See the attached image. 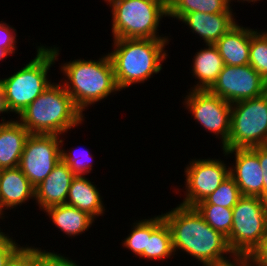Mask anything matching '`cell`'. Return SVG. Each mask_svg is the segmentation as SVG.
Returning <instances> with one entry per match:
<instances>
[{
  "label": "cell",
  "mask_w": 267,
  "mask_h": 266,
  "mask_svg": "<svg viewBox=\"0 0 267 266\" xmlns=\"http://www.w3.org/2000/svg\"><path fill=\"white\" fill-rule=\"evenodd\" d=\"M162 217L170 228L175 255L181 250L203 266L223 265L236 258L227 238L209 226L194 207L178 204Z\"/></svg>",
  "instance_id": "obj_1"
},
{
  "label": "cell",
  "mask_w": 267,
  "mask_h": 266,
  "mask_svg": "<svg viewBox=\"0 0 267 266\" xmlns=\"http://www.w3.org/2000/svg\"><path fill=\"white\" fill-rule=\"evenodd\" d=\"M170 39H113V51L108 52L117 86L125 90L141 84L162 69L167 59L165 46ZM167 52V53H166Z\"/></svg>",
  "instance_id": "obj_2"
},
{
  "label": "cell",
  "mask_w": 267,
  "mask_h": 266,
  "mask_svg": "<svg viewBox=\"0 0 267 266\" xmlns=\"http://www.w3.org/2000/svg\"><path fill=\"white\" fill-rule=\"evenodd\" d=\"M84 115L63 85L53 82L16 118L30 134L62 136L71 128L83 124Z\"/></svg>",
  "instance_id": "obj_3"
},
{
  "label": "cell",
  "mask_w": 267,
  "mask_h": 266,
  "mask_svg": "<svg viewBox=\"0 0 267 266\" xmlns=\"http://www.w3.org/2000/svg\"><path fill=\"white\" fill-rule=\"evenodd\" d=\"M60 68L66 77L61 84L82 113L96 102L121 91L117 86L113 64L107 53L98 60H70L61 64Z\"/></svg>",
  "instance_id": "obj_4"
},
{
  "label": "cell",
  "mask_w": 267,
  "mask_h": 266,
  "mask_svg": "<svg viewBox=\"0 0 267 266\" xmlns=\"http://www.w3.org/2000/svg\"><path fill=\"white\" fill-rule=\"evenodd\" d=\"M37 53L24 67L7 78H0L8 110L19 115L51 84L48 73L58 61L59 47L36 46Z\"/></svg>",
  "instance_id": "obj_5"
},
{
  "label": "cell",
  "mask_w": 267,
  "mask_h": 266,
  "mask_svg": "<svg viewBox=\"0 0 267 266\" xmlns=\"http://www.w3.org/2000/svg\"><path fill=\"white\" fill-rule=\"evenodd\" d=\"M113 39H169L159 35V24L168 17L166 0H111Z\"/></svg>",
  "instance_id": "obj_6"
},
{
  "label": "cell",
  "mask_w": 267,
  "mask_h": 266,
  "mask_svg": "<svg viewBox=\"0 0 267 266\" xmlns=\"http://www.w3.org/2000/svg\"><path fill=\"white\" fill-rule=\"evenodd\" d=\"M233 223L226 237L236 257H249L267 234V200L242 196L232 208Z\"/></svg>",
  "instance_id": "obj_7"
},
{
  "label": "cell",
  "mask_w": 267,
  "mask_h": 266,
  "mask_svg": "<svg viewBox=\"0 0 267 266\" xmlns=\"http://www.w3.org/2000/svg\"><path fill=\"white\" fill-rule=\"evenodd\" d=\"M264 145H267V92L231 104L230 134L222 149Z\"/></svg>",
  "instance_id": "obj_8"
},
{
  "label": "cell",
  "mask_w": 267,
  "mask_h": 266,
  "mask_svg": "<svg viewBox=\"0 0 267 266\" xmlns=\"http://www.w3.org/2000/svg\"><path fill=\"white\" fill-rule=\"evenodd\" d=\"M184 98L183 105L192 114L193 119L203 126L206 132L221 139V147L230 134L231 103L212 94L209 90H190Z\"/></svg>",
  "instance_id": "obj_9"
},
{
  "label": "cell",
  "mask_w": 267,
  "mask_h": 266,
  "mask_svg": "<svg viewBox=\"0 0 267 266\" xmlns=\"http://www.w3.org/2000/svg\"><path fill=\"white\" fill-rule=\"evenodd\" d=\"M60 135L30 134L27 138L18 168L36 187L51 173L61 159Z\"/></svg>",
  "instance_id": "obj_10"
},
{
  "label": "cell",
  "mask_w": 267,
  "mask_h": 266,
  "mask_svg": "<svg viewBox=\"0 0 267 266\" xmlns=\"http://www.w3.org/2000/svg\"><path fill=\"white\" fill-rule=\"evenodd\" d=\"M229 167L220 158L191 159L184 168L186 191L180 204L193 207L205 200L230 175Z\"/></svg>",
  "instance_id": "obj_11"
},
{
  "label": "cell",
  "mask_w": 267,
  "mask_h": 266,
  "mask_svg": "<svg viewBox=\"0 0 267 266\" xmlns=\"http://www.w3.org/2000/svg\"><path fill=\"white\" fill-rule=\"evenodd\" d=\"M209 91L233 104L264 95L267 82L249 64L224 65Z\"/></svg>",
  "instance_id": "obj_12"
},
{
  "label": "cell",
  "mask_w": 267,
  "mask_h": 266,
  "mask_svg": "<svg viewBox=\"0 0 267 266\" xmlns=\"http://www.w3.org/2000/svg\"><path fill=\"white\" fill-rule=\"evenodd\" d=\"M224 156L234 154L235 164L229 174L236 182L242 196L263 198V172L258 159V146L252 148L222 149Z\"/></svg>",
  "instance_id": "obj_13"
},
{
  "label": "cell",
  "mask_w": 267,
  "mask_h": 266,
  "mask_svg": "<svg viewBox=\"0 0 267 266\" xmlns=\"http://www.w3.org/2000/svg\"><path fill=\"white\" fill-rule=\"evenodd\" d=\"M76 175L62 160L55 165L51 173L35 187V201L39 209L66 204L72 179Z\"/></svg>",
  "instance_id": "obj_14"
},
{
  "label": "cell",
  "mask_w": 267,
  "mask_h": 266,
  "mask_svg": "<svg viewBox=\"0 0 267 266\" xmlns=\"http://www.w3.org/2000/svg\"><path fill=\"white\" fill-rule=\"evenodd\" d=\"M233 13H200L185 14L179 21L186 24L190 32L199 35L205 44H215L236 22Z\"/></svg>",
  "instance_id": "obj_15"
},
{
  "label": "cell",
  "mask_w": 267,
  "mask_h": 266,
  "mask_svg": "<svg viewBox=\"0 0 267 266\" xmlns=\"http://www.w3.org/2000/svg\"><path fill=\"white\" fill-rule=\"evenodd\" d=\"M35 200V187L18 168L2 169L0 174V212L15 209L29 201Z\"/></svg>",
  "instance_id": "obj_16"
},
{
  "label": "cell",
  "mask_w": 267,
  "mask_h": 266,
  "mask_svg": "<svg viewBox=\"0 0 267 266\" xmlns=\"http://www.w3.org/2000/svg\"><path fill=\"white\" fill-rule=\"evenodd\" d=\"M0 122V169L16 168L19 165L24 145L30 132L18 120Z\"/></svg>",
  "instance_id": "obj_17"
},
{
  "label": "cell",
  "mask_w": 267,
  "mask_h": 266,
  "mask_svg": "<svg viewBox=\"0 0 267 266\" xmlns=\"http://www.w3.org/2000/svg\"><path fill=\"white\" fill-rule=\"evenodd\" d=\"M224 65L240 66L249 64L251 29L238 23L214 44Z\"/></svg>",
  "instance_id": "obj_18"
},
{
  "label": "cell",
  "mask_w": 267,
  "mask_h": 266,
  "mask_svg": "<svg viewBox=\"0 0 267 266\" xmlns=\"http://www.w3.org/2000/svg\"><path fill=\"white\" fill-rule=\"evenodd\" d=\"M93 183L85 176L76 175L72 179L66 205L86 212L97 220V217L104 215L106 209L102 201L103 198L100 195V190Z\"/></svg>",
  "instance_id": "obj_19"
},
{
  "label": "cell",
  "mask_w": 267,
  "mask_h": 266,
  "mask_svg": "<svg viewBox=\"0 0 267 266\" xmlns=\"http://www.w3.org/2000/svg\"><path fill=\"white\" fill-rule=\"evenodd\" d=\"M193 56L192 76L196 85L189 90H209L216 82L218 75L224 67V62L214 44H206Z\"/></svg>",
  "instance_id": "obj_20"
},
{
  "label": "cell",
  "mask_w": 267,
  "mask_h": 266,
  "mask_svg": "<svg viewBox=\"0 0 267 266\" xmlns=\"http://www.w3.org/2000/svg\"><path fill=\"white\" fill-rule=\"evenodd\" d=\"M45 212L53 225L68 237L85 233L95 223L88 213L66 204L49 207Z\"/></svg>",
  "instance_id": "obj_21"
},
{
  "label": "cell",
  "mask_w": 267,
  "mask_h": 266,
  "mask_svg": "<svg viewBox=\"0 0 267 266\" xmlns=\"http://www.w3.org/2000/svg\"><path fill=\"white\" fill-rule=\"evenodd\" d=\"M230 0H169L167 2L168 18L180 20L185 14L200 13H233Z\"/></svg>",
  "instance_id": "obj_22"
},
{
  "label": "cell",
  "mask_w": 267,
  "mask_h": 266,
  "mask_svg": "<svg viewBox=\"0 0 267 266\" xmlns=\"http://www.w3.org/2000/svg\"><path fill=\"white\" fill-rule=\"evenodd\" d=\"M164 221L162 214L153 218L136 220L122 246L129 249L135 256L143 258V251L146 249L147 237Z\"/></svg>",
  "instance_id": "obj_23"
},
{
  "label": "cell",
  "mask_w": 267,
  "mask_h": 266,
  "mask_svg": "<svg viewBox=\"0 0 267 266\" xmlns=\"http://www.w3.org/2000/svg\"><path fill=\"white\" fill-rule=\"evenodd\" d=\"M174 249L172 245L171 231L169 226L163 221L150 235L147 237L146 249L143 251V259L148 260H164L174 257Z\"/></svg>",
  "instance_id": "obj_24"
},
{
  "label": "cell",
  "mask_w": 267,
  "mask_h": 266,
  "mask_svg": "<svg viewBox=\"0 0 267 266\" xmlns=\"http://www.w3.org/2000/svg\"><path fill=\"white\" fill-rule=\"evenodd\" d=\"M206 223L225 237L230 234L233 223L232 208H225L214 204H196L193 206Z\"/></svg>",
  "instance_id": "obj_25"
},
{
  "label": "cell",
  "mask_w": 267,
  "mask_h": 266,
  "mask_svg": "<svg viewBox=\"0 0 267 266\" xmlns=\"http://www.w3.org/2000/svg\"><path fill=\"white\" fill-rule=\"evenodd\" d=\"M249 65L267 82V32L251 29Z\"/></svg>",
  "instance_id": "obj_26"
},
{
  "label": "cell",
  "mask_w": 267,
  "mask_h": 266,
  "mask_svg": "<svg viewBox=\"0 0 267 266\" xmlns=\"http://www.w3.org/2000/svg\"><path fill=\"white\" fill-rule=\"evenodd\" d=\"M241 197L239 187L229 175L213 193L197 204H214L225 208H233Z\"/></svg>",
  "instance_id": "obj_27"
},
{
  "label": "cell",
  "mask_w": 267,
  "mask_h": 266,
  "mask_svg": "<svg viewBox=\"0 0 267 266\" xmlns=\"http://www.w3.org/2000/svg\"><path fill=\"white\" fill-rule=\"evenodd\" d=\"M63 145L61 144V159L69 166V168L72 170V172L75 175H82V176H86L87 173H91V171L93 170V165L92 164V154L89 153L88 150H86L85 148L81 151H79V149L76 148V150H66L63 149ZM79 152L81 155H78ZM81 156V157H79ZM84 157V158H83ZM91 158V159H90Z\"/></svg>",
  "instance_id": "obj_28"
},
{
  "label": "cell",
  "mask_w": 267,
  "mask_h": 266,
  "mask_svg": "<svg viewBox=\"0 0 267 266\" xmlns=\"http://www.w3.org/2000/svg\"><path fill=\"white\" fill-rule=\"evenodd\" d=\"M68 257H64V254H57L54 250L53 252L46 251L45 249L36 247V266H79L76 261H73Z\"/></svg>",
  "instance_id": "obj_29"
},
{
  "label": "cell",
  "mask_w": 267,
  "mask_h": 266,
  "mask_svg": "<svg viewBox=\"0 0 267 266\" xmlns=\"http://www.w3.org/2000/svg\"><path fill=\"white\" fill-rule=\"evenodd\" d=\"M5 266H36V248L22 245Z\"/></svg>",
  "instance_id": "obj_30"
},
{
  "label": "cell",
  "mask_w": 267,
  "mask_h": 266,
  "mask_svg": "<svg viewBox=\"0 0 267 266\" xmlns=\"http://www.w3.org/2000/svg\"><path fill=\"white\" fill-rule=\"evenodd\" d=\"M16 29L7 23L0 21V43L11 55L17 50Z\"/></svg>",
  "instance_id": "obj_31"
},
{
  "label": "cell",
  "mask_w": 267,
  "mask_h": 266,
  "mask_svg": "<svg viewBox=\"0 0 267 266\" xmlns=\"http://www.w3.org/2000/svg\"><path fill=\"white\" fill-rule=\"evenodd\" d=\"M13 237L5 233L0 238V266H5L9 259L21 248Z\"/></svg>",
  "instance_id": "obj_32"
},
{
  "label": "cell",
  "mask_w": 267,
  "mask_h": 266,
  "mask_svg": "<svg viewBox=\"0 0 267 266\" xmlns=\"http://www.w3.org/2000/svg\"><path fill=\"white\" fill-rule=\"evenodd\" d=\"M253 266H267V234L263 242L248 257Z\"/></svg>",
  "instance_id": "obj_33"
},
{
  "label": "cell",
  "mask_w": 267,
  "mask_h": 266,
  "mask_svg": "<svg viewBox=\"0 0 267 266\" xmlns=\"http://www.w3.org/2000/svg\"><path fill=\"white\" fill-rule=\"evenodd\" d=\"M258 159L263 172V199L267 200V145L258 146Z\"/></svg>",
  "instance_id": "obj_34"
},
{
  "label": "cell",
  "mask_w": 267,
  "mask_h": 266,
  "mask_svg": "<svg viewBox=\"0 0 267 266\" xmlns=\"http://www.w3.org/2000/svg\"><path fill=\"white\" fill-rule=\"evenodd\" d=\"M218 266H249V258L248 257H236L229 263L218 265Z\"/></svg>",
  "instance_id": "obj_35"
},
{
  "label": "cell",
  "mask_w": 267,
  "mask_h": 266,
  "mask_svg": "<svg viewBox=\"0 0 267 266\" xmlns=\"http://www.w3.org/2000/svg\"><path fill=\"white\" fill-rule=\"evenodd\" d=\"M10 113V111L8 110L7 104H6V100H5V95H4V90H3V85L2 82L0 80V114L2 113Z\"/></svg>",
  "instance_id": "obj_36"
},
{
  "label": "cell",
  "mask_w": 267,
  "mask_h": 266,
  "mask_svg": "<svg viewBox=\"0 0 267 266\" xmlns=\"http://www.w3.org/2000/svg\"><path fill=\"white\" fill-rule=\"evenodd\" d=\"M8 55H10V53L6 49H3L2 43H0V61L6 59Z\"/></svg>",
  "instance_id": "obj_37"
},
{
  "label": "cell",
  "mask_w": 267,
  "mask_h": 266,
  "mask_svg": "<svg viewBox=\"0 0 267 266\" xmlns=\"http://www.w3.org/2000/svg\"><path fill=\"white\" fill-rule=\"evenodd\" d=\"M230 1L232 2V1H234V0H230ZM235 1H236V0H235ZM241 1H242V2H245V1H246V2H248V3L253 2V4H254L255 2H258V1H260V0H237V2H239V3H240Z\"/></svg>",
  "instance_id": "obj_38"
},
{
  "label": "cell",
  "mask_w": 267,
  "mask_h": 266,
  "mask_svg": "<svg viewBox=\"0 0 267 266\" xmlns=\"http://www.w3.org/2000/svg\"><path fill=\"white\" fill-rule=\"evenodd\" d=\"M5 216H3V214L0 212V219H5L4 218ZM3 230H1V228H0V238L5 234V232H2Z\"/></svg>",
  "instance_id": "obj_39"
},
{
  "label": "cell",
  "mask_w": 267,
  "mask_h": 266,
  "mask_svg": "<svg viewBox=\"0 0 267 266\" xmlns=\"http://www.w3.org/2000/svg\"><path fill=\"white\" fill-rule=\"evenodd\" d=\"M249 266H253V264H252V262L250 261V259H249Z\"/></svg>",
  "instance_id": "obj_40"
},
{
  "label": "cell",
  "mask_w": 267,
  "mask_h": 266,
  "mask_svg": "<svg viewBox=\"0 0 267 266\" xmlns=\"http://www.w3.org/2000/svg\"><path fill=\"white\" fill-rule=\"evenodd\" d=\"M107 4L111 1V0H104Z\"/></svg>",
  "instance_id": "obj_41"
}]
</instances>
